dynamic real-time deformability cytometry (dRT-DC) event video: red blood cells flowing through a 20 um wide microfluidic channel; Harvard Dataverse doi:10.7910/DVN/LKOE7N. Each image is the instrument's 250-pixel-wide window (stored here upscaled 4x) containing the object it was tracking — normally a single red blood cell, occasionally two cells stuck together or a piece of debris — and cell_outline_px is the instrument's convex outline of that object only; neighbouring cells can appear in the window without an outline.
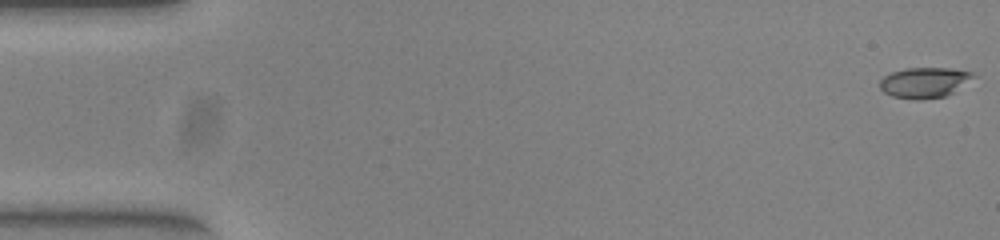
{"species": "common noctule bat (a hibernating species)", "species_latin": "Nyctalus noctula", "temperature_condition": "warm", "stored_images_in_passage": 48, "camera_frame_rate_fps": 3000, "um_per_image_px": 0.085, "animal": {"sex": "female", "body_mass_g": 23.0, "forearm_length_mm": 53.4}, "frame": {"image": 1, "passage_image": 1, "time_ms": 0.0, "image_size_px": [1000, 240], "cell_outline_px": [[976, 76], [952, 92], [944, 96], [916, 100], [892, 96], [884, 92], [880, 88], [880, 80], [884, 76], [892, 72], [904, 68], [952, 68], [972, 72]], "centroid_in_image_um": [78.55, 7.0], "position_along_channel_um": 6.5, "area_um2": 16.42}}
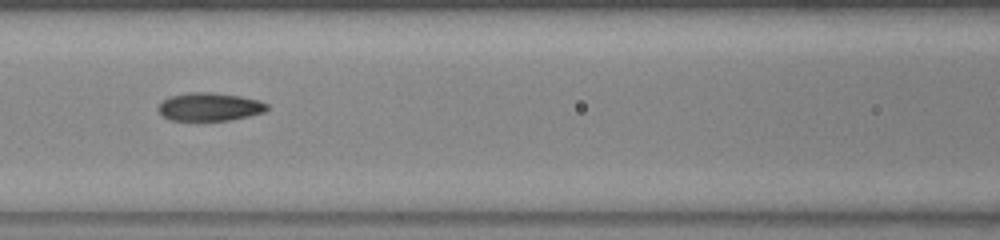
{"frame": {"image": 2, "passage_image": 23, "time_ms": 7.333, "image_size_px": [1000, 240], "cell_outline_px": [[268, 108], [264, 112], [248, 116], [228, 120], [172, 120], [164, 116], [160, 112], [160, 104], [164, 100], [172, 96], [188, 92], [212, 92], [240, 96], [260, 100], [268, 104]], "centroid_in_image_um": [17.87, 9.07], "position_along_channel_um": 148.7, "area_um2": 17.57}}
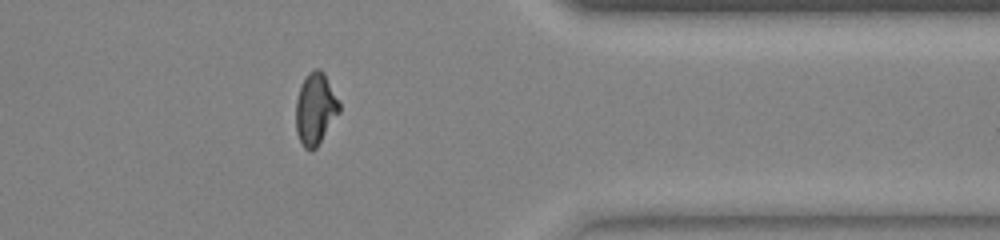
{"frame": {"image": 3, "passage_image": 42, "time_ms": 13.667, "image_size_px": [1000, 240], "cell_outline_px": [[340, 112], [316, 148], [312, 152], [304, 148], [296, 132], [296, 100], [300, 88], [308, 72], [312, 68], [320, 68], [324, 72], [340, 104]], "centroid_in_image_um": [26.81, 9.25], "position_along_channel_um": 384.6, "area_um2": 18.15}, "authors_computed_cell_mechanics": {"area_um2": 17.918, "velocity_mm_per_s": 3.9789, "shape_relaxation_time_tau1_ms": 10.4731, "shape_relaxation_time_tau2_ms": 1.855, "deformation_change_tau1": 0.273, "deformation_change_tau2": 0.0761}}